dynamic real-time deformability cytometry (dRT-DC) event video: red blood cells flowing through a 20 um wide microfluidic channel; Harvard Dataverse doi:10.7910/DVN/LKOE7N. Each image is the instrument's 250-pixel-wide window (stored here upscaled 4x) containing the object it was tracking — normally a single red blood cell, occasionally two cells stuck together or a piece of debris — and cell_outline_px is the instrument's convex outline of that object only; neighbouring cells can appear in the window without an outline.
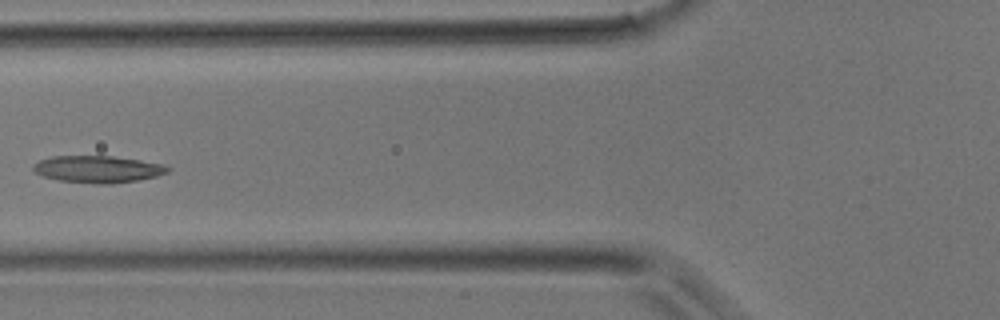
{"species": "common noctule bat (a hibernating species)", "species_latin": "Nyctalus noctula", "temperature_condition": "room temperature", "stored_images_in_passage": 3, "camera_frame_rate_fps": 3000, "um_per_image_px": 0.085, "animal": {"sex": "male", "body_mass_g": 17.9}, "frame": {"image": 1, "passage_image": 3, "time_ms": 2.333, "image_size_px": [1000, 320], "cell_outline_px": [[172, 168], [168, 172], [156, 176], [136, 180], [112, 184], [96, 184], [60, 180], [44, 176], [36, 172], [32, 168], [32, 164], [40, 160], [52, 156], [112, 156], [140, 160], [160, 164]], "centroid_in_image_um": [8.3, 14.38], "position_along_channel_um": 117.5, "area_um2": 20.98}}